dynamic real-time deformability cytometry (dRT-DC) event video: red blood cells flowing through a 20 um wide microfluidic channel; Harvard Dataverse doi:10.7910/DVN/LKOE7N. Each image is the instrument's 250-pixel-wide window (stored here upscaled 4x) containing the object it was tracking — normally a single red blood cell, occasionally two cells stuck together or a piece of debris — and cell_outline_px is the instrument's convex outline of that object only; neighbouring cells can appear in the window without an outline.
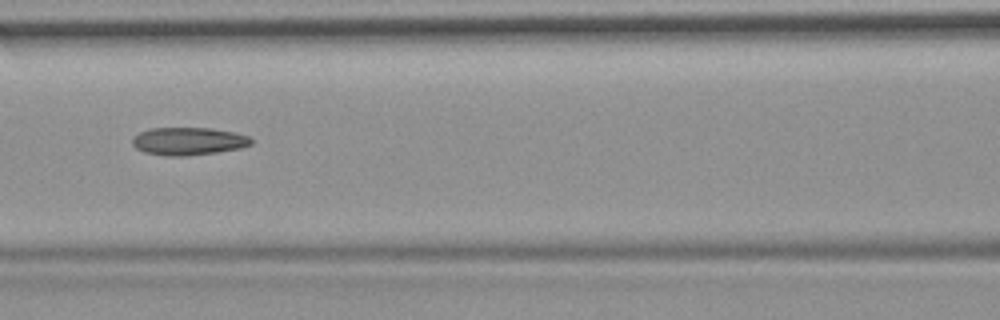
{"species": "common noctule bat (a hibernating species)", "species_latin": "Nyctalus noctula", "temperature_condition": "room temperature", "stored_images_in_passage": 9, "camera_frame_rate_fps": 3000, "um_per_image_px": 0.085, "animal": {"sex": "female", "body_mass_g": 19.9}, "frame": {"image": 1, "passage_image": 7, "time_ms": 7.667, "image_size_px": [1000, 320], "cell_outline_px": [[252, 144], [240, 148], [216, 152], [188, 156], [164, 156], [144, 152], [136, 148], [132, 144], [132, 136], [148, 128], [208, 128], [232, 132], [248, 136], [252, 140]], "centroid_in_image_um": [15.96, 12.01], "position_along_channel_um": 150.6, "area_um2": 19.25}}